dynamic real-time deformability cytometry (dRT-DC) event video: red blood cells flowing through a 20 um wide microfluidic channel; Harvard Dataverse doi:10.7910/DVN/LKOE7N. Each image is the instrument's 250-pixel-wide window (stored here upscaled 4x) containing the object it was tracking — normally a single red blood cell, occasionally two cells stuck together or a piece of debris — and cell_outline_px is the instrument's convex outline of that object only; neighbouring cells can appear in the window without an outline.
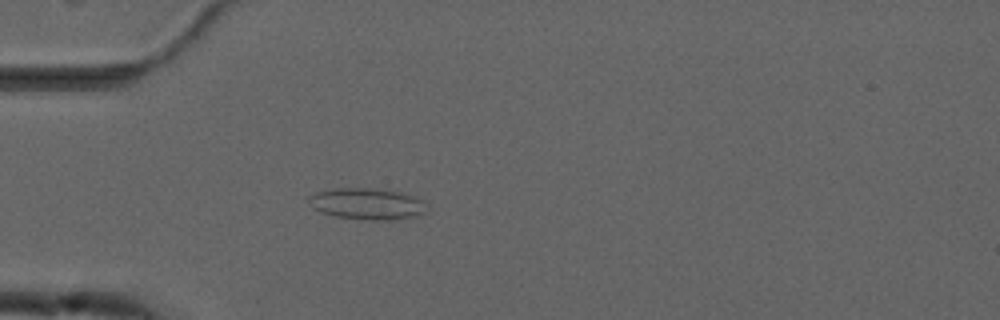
{"species": "common noctule bat (a hibernating species)", "species_latin": "Nyctalus noctula", "temperature_condition": "cold", "stored_images_in_passage": 55, "camera_frame_rate_fps": 3000, "um_per_image_px": 0.085, "animal": {"sex": "male", "forearm_length_mm": 52.5}, "frame": {"image": 1, "passage_image": 16, "time_ms": 5.0, "image_size_px": [1000, 320], "cell_outline_px": [[424, 212], [416, 216], [388, 220], [368, 220], [336, 216], [320, 212], [308, 200], [308, 196], [316, 192], [336, 188], [368, 188], [400, 192], [416, 196], [420, 200]], "centroid_in_image_um": [31.16, 17.32], "position_along_channel_um": 53.8, "area_um2": 21.1}}
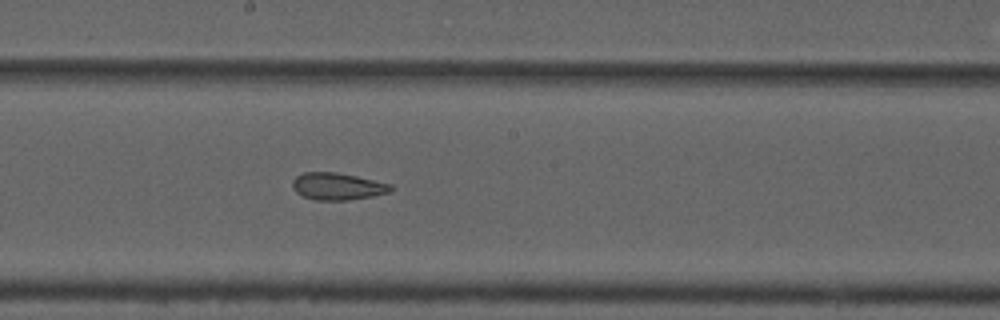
{"frame": {"image": 2, "passage_image": 30, "time_ms": 9.667, "image_size_px": [1000, 320], "cell_outline_px": [[396, 188], [388, 192], [372, 196], [348, 200], [316, 200], [304, 196], [296, 192], [292, 188], [292, 180], [296, 176], [304, 172], [336, 172], [356, 176], [392, 184]], "centroid_in_image_um": [28.69, 15.83], "position_along_channel_um": 219.5, "area_um2": 15.55}}
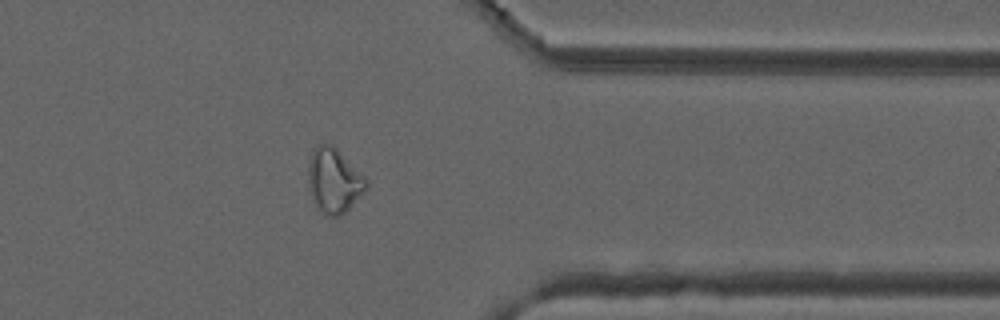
{"frame": {"image": 3, "passage_image": 44, "time_ms": 14.333, "image_size_px": [1000, 320], "cell_outline_px": [[368, 184], [364, 192], [340, 216], [324, 216], [320, 212], [308, 188], [308, 160], [312, 148], [316, 144], [332, 144], [368, 180]], "centroid_in_image_um": [28.35, 15.33], "position_along_channel_um": 383.1, "area_um2": 21.85}, "authors_computed_cell_mechanics": {"area_um2": 21.097, "velocity_mm_per_s": 3.7313, "shape_relaxation_time_tau1_ms": null, "shape_relaxation_time_tau2_ms": 2.4002, "deformation_change_tau1": null, "deformation_change_tau2": 0.1022}}